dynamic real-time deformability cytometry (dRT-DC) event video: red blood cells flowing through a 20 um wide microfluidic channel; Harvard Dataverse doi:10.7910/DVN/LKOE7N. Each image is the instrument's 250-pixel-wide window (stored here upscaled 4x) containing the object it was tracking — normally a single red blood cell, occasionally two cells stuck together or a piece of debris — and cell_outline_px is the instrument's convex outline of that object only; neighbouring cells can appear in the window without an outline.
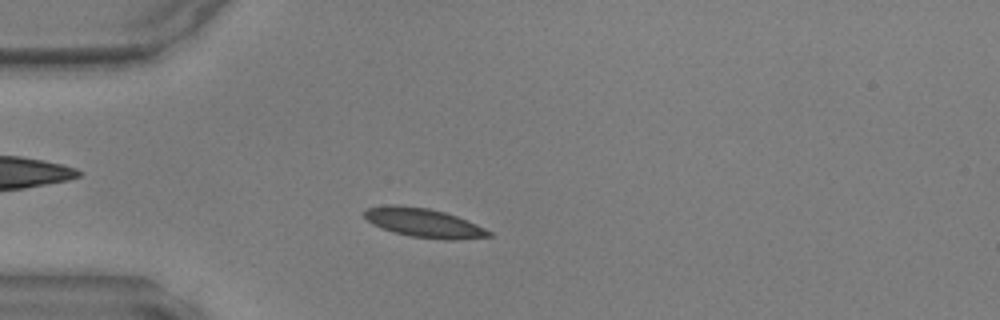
{"species": "common noctule bat (a hibernating species)", "species_latin": "Nyctalus noctula", "temperature_condition": "warm", "stored_images_in_passage": 37, "camera_frame_rate_fps": 3000, "um_per_image_px": 0.085, "animal": {"sex": "male", "body_mass_g": 17.9, "forearm_length_mm": 54.2}, "frame": {"image": 1, "passage_image": 2, "time_ms": 0.333, "image_size_px": [1000, 320], "cell_outline_px": [[492, 236], [456, 240], [444, 240], [412, 236], [396, 232], [372, 224], [364, 216], [364, 212], [368, 208], [392, 204], [396, 204], [428, 208], [444, 212], [456, 216], [476, 224], [492, 232]], "centroid_in_image_um": [36.05, 18.94], "position_along_channel_um": 49.0, "area_um2": 20.75}}
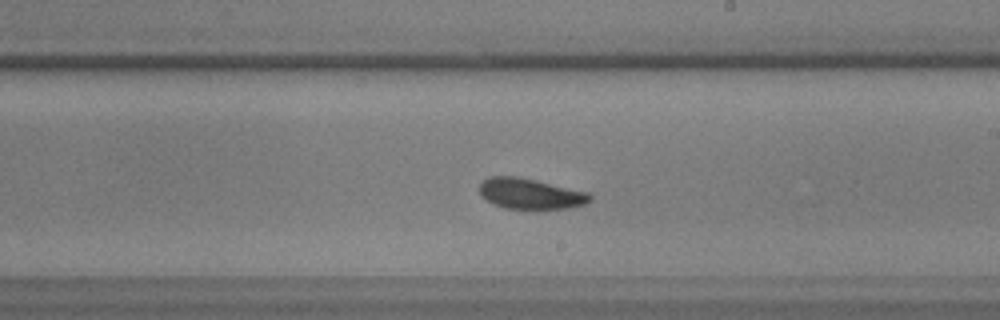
{"frame": {"image": 2, "passage_image": 17, "time_ms": 5.333, "image_size_px": [1000, 320], "cell_outline_px": [[592, 200], [584, 204], [568, 208], [544, 212], [532, 212], [504, 208], [492, 204], [480, 196], [480, 184], [488, 176], [520, 176], [588, 192], [592, 196]], "centroid_in_image_um": [45.09, 16.52], "position_along_channel_um": 243.9, "area_um2": 20.87}}
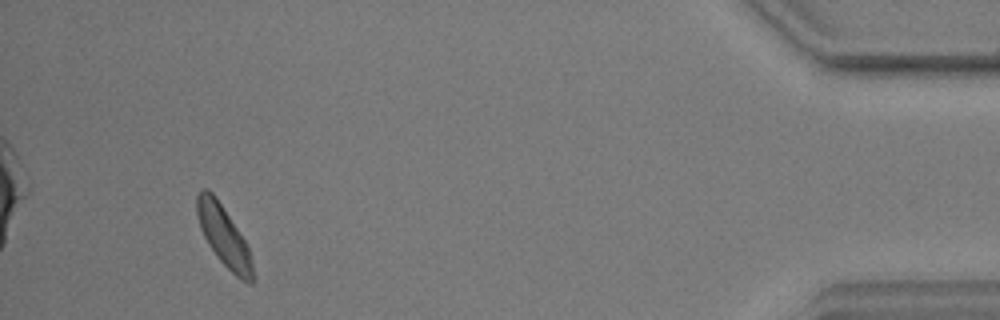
{"frame": {"image": 3, "passage_image": 34, "time_ms": 11.0, "image_size_px": [1000, 320], "cell_outline_px": [[252, 284], [248, 284], [240, 280], [220, 260], [208, 244], [200, 228], [196, 212], [196, 196], [204, 188], [208, 188], [216, 196], [244, 240], [248, 248], [252, 264]], "centroid_in_image_um": [18.99, 20.04], "position_along_channel_um": 416.2, "area_um2": 19.19}}